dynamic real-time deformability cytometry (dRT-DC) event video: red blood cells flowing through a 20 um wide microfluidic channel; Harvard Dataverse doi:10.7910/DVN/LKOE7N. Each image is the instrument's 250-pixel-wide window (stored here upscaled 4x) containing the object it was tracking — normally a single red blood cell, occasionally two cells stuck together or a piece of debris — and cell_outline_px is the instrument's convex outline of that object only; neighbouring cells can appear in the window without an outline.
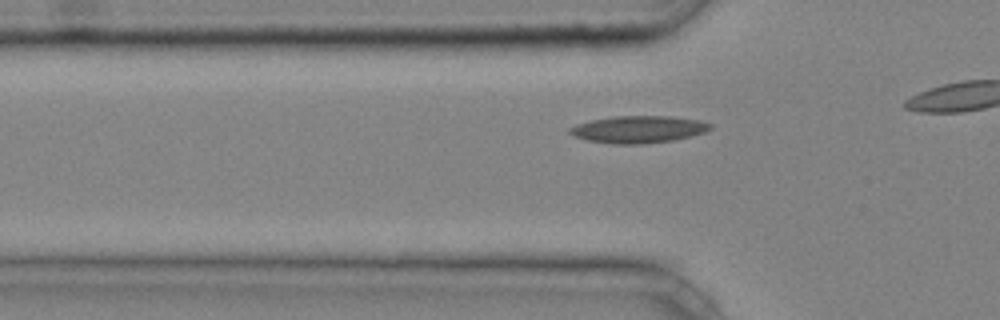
{"species": "common noctule bat (a hibernating species)", "species_latin": "Nyctalus noctula", "temperature_condition": "cold", "stored_images_in_passage": 12, "camera_frame_rate_fps": 3000, "um_per_image_px": 0.085, "animal": {"sex": "male", "body_mass_g": 20.4}, "frame": {"image": 1, "passage_image": 7, "time_ms": 2.0, "image_size_px": [1000, 320], "cell_outline_px": [[712, 128], [704, 132], [672, 140], [640, 144], [612, 144], [588, 140], [576, 136], [568, 132], [568, 128], [576, 124], [592, 120], [616, 116], [672, 116], [700, 120], [712, 124]], "centroid_in_image_um": [54.26, 10.99], "position_along_channel_um": 71.5, "area_um2": 22.02}}